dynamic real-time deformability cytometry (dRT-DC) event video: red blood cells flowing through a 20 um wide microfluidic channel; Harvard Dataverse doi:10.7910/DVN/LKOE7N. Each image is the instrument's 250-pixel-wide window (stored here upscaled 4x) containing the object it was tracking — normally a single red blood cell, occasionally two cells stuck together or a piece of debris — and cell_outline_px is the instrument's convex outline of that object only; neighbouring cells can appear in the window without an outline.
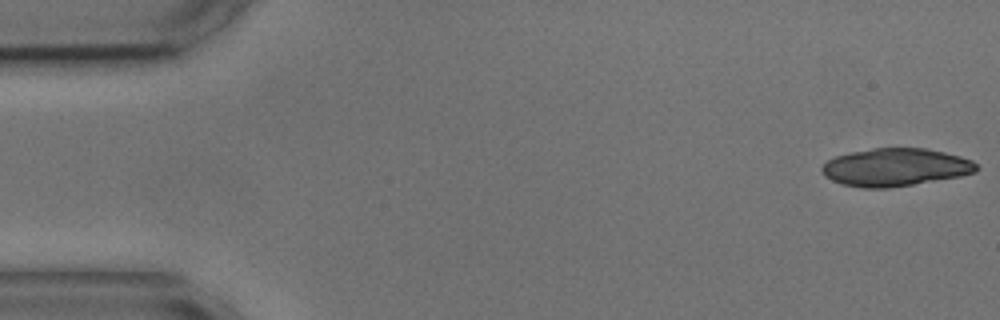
{"species": "common noctule bat (a hibernating species)", "species_latin": "Nyctalus noctula", "temperature_condition": "cold", "stored_images_in_passage": 4, "camera_frame_rate_fps": 3000, "um_per_image_px": 0.085, "animal": {"sex": "male", "body_mass_g": 17.9, "forearm_length_mm": 54.2}, "frame": {"image": 1, "passage_image": 1, "time_ms": 0.0, "image_size_px": [1000, 320], "cell_outline_px": [[980, 168], [976, 172], [960, 176], [912, 184], [884, 188], [864, 188], [840, 184], [824, 176], [820, 168], [828, 160], [836, 156], [852, 152], [872, 148], [924, 148], [944, 152], [960, 156], [972, 160]], "centroid_in_image_um": [76.1, 14.21], "position_along_channel_um": 8.9, "area_um2": 33.93}}